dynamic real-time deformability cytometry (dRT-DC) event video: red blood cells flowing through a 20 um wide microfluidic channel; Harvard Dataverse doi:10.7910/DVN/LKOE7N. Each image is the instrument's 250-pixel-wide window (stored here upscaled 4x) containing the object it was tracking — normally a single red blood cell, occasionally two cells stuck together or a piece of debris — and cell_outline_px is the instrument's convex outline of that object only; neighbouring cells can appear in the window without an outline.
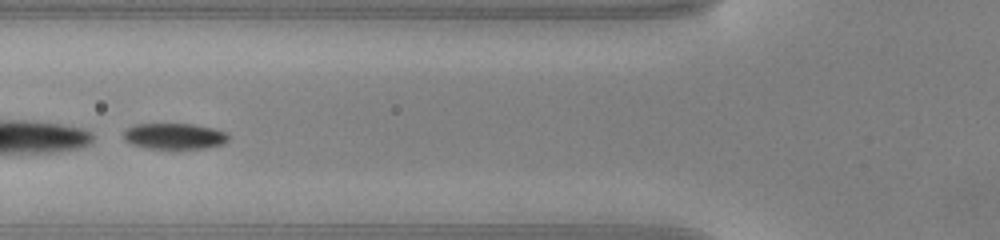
{"species": "common noctule bat (a hibernating species)", "species_latin": "Nyctalus noctula", "temperature_condition": "warm", "stored_images_in_passage": 36, "camera_frame_rate_fps": 3000, "um_per_image_px": 0.085, "animal": {"sex": "male", "body_mass_g": 20.0, "forearm_length_mm": 53.3}, "frame": {"image": 1, "passage_image": 6, "time_ms": 1.667, "image_size_px": [1000, 240], "cell_outline_px": [[228, 140], [224, 144], [204, 148], [152, 148], [132, 144], [124, 140], [124, 132], [132, 124], [192, 124], [212, 128], [224, 132], [228, 136]], "centroid_in_image_um": [14.81, 11.57], "position_along_channel_um": 111.0, "area_um2": 15.61}}
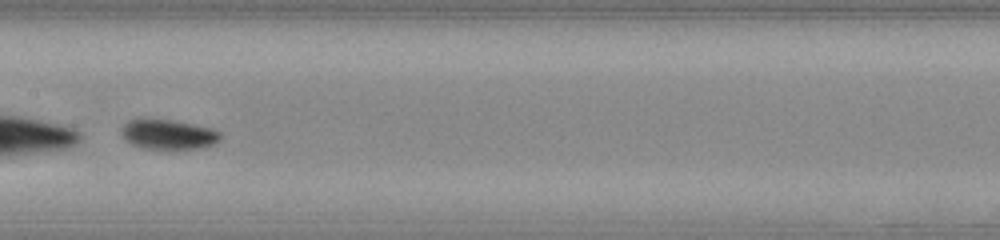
{"frame": {"image": 2, "passage_image": 12, "time_ms": 3.667, "image_size_px": [1000, 240], "cell_outline_px": [[220, 140], [212, 144], [196, 148], [144, 148], [132, 144], [124, 140], [120, 132], [120, 128], [128, 120], [140, 116], [148, 116], [176, 120], [212, 128], [220, 132]], "centroid_in_image_um": [14.2, 11.35], "position_along_channel_um": 193.2, "area_um2": 17.74}}
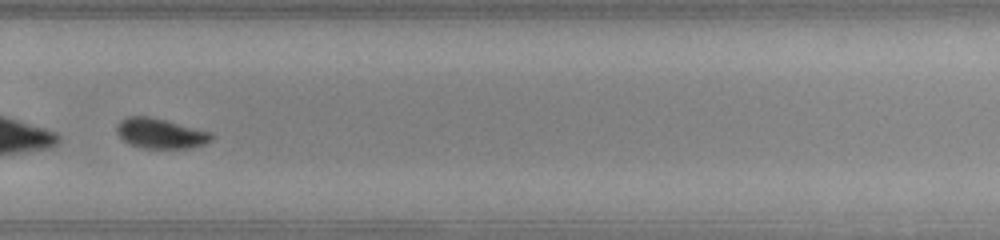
{"frame": {"image": 3, "passage_image": 21, "time_ms": 6.667, "image_size_px": [1000, 240], "cell_outline_px": [[212, 140], [204, 144], [188, 148], [140, 148], [124, 140], [116, 132], [116, 128], [120, 120], [124, 116], [148, 116], [212, 132]], "centroid_in_image_um": [13.62, 11.33], "position_along_channel_um": 316.2, "area_um2": 16.47}, "authors_computed_cell_mechanics": {"area_um2": 16.8487, "velocity_mm_per_s": 4.1027, "shape_relaxation_time_tau1_ms": 0.4688, "shape_relaxation_time_tau2_ms": null, "deformation_change_tau1": 0.2837, "deformation_change_tau2": null}}